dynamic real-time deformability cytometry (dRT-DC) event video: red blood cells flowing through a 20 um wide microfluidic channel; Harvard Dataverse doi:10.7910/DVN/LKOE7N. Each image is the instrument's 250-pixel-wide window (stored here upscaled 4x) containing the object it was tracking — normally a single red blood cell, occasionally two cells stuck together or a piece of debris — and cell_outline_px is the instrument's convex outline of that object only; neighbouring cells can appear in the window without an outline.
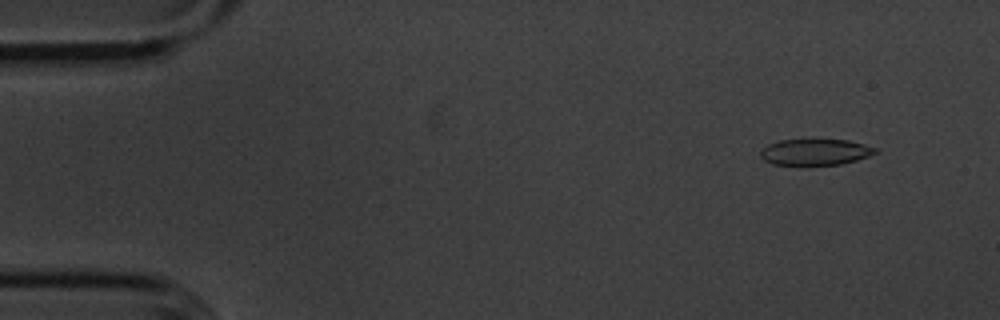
{"species": "common noctule bat (a hibernating species)", "species_latin": "Nyctalus noctula", "temperature_condition": "cold", "stored_images_in_passage": 55, "camera_frame_rate_fps": 3000, "um_per_image_px": 0.085, "animal": {"sex": "male", "body_mass_g": 20.1, "forearm_length_mm": 53.5}, "frame": {"image": 1, "passage_image": 5, "time_ms": 1.333, "image_size_px": [1000, 320], "cell_outline_px": [[876, 152], [868, 156], [856, 160], [840, 164], [800, 168], [772, 164], [764, 160], [760, 156], [760, 152], [768, 144], [780, 140], [808, 136], [848, 140], [864, 144], [876, 148]], "centroid_in_image_um": [69.22, 12.91], "position_along_channel_um": 15.8, "area_um2": 19.07}}
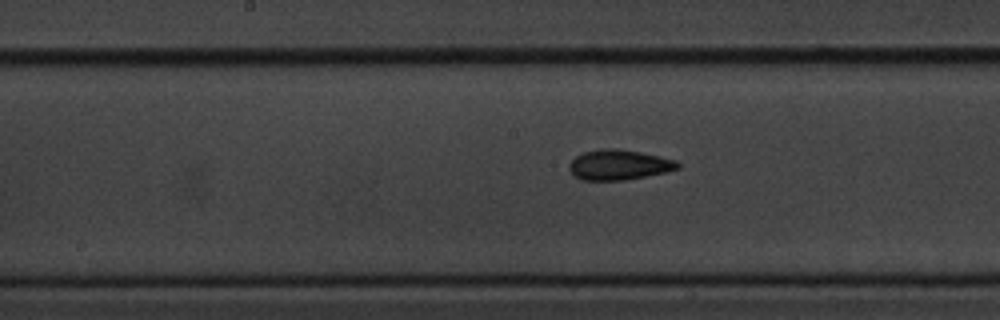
{"frame": {"image": 2, "passage_image": 28, "time_ms": 9.0, "image_size_px": [1000, 320], "cell_outline_px": [[680, 168], [664, 172], [624, 180], [580, 180], [568, 168], [568, 164], [576, 156], [584, 152], [600, 148], [616, 148], [640, 152], [676, 160], [680, 164]], "centroid_in_image_um": [52.58, 14.0], "position_along_channel_um": 195.6, "area_um2": 18.96}}
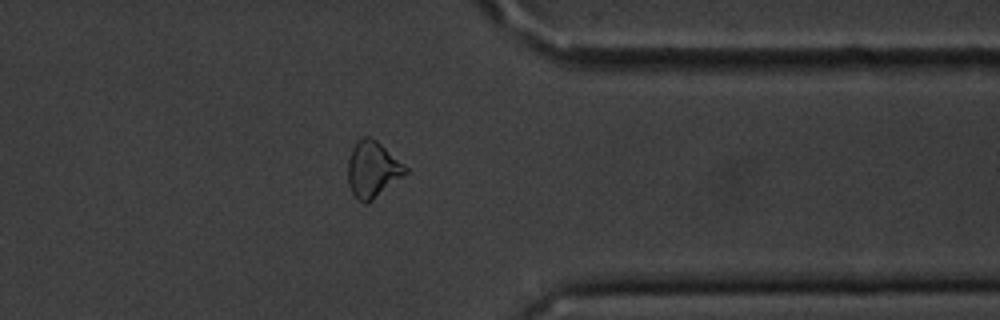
{"frame": {"image": 3, "passage_image": 44, "time_ms": 14.333, "image_size_px": [1000, 320], "cell_outline_px": [[408, 172], [368, 204], [364, 204], [356, 200], [348, 184], [348, 160], [352, 148], [356, 140], [360, 136], [368, 136], [376, 140], [404, 164], [408, 168]], "centroid_in_image_um": [31.64, 14.41], "position_along_channel_um": 379.8, "area_um2": 19.02}, "authors_computed_cell_mechanics": {"area_um2": 18.8428, "velocity_mm_per_s": 3.6119, "shape_relaxation_time_tau1_ms": 6.1335, "shape_relaxation_time_tau2_ms": 4.7349, "deformation_change_tau1": 0.1454, "deformation_change_tau2": 0.1241}}